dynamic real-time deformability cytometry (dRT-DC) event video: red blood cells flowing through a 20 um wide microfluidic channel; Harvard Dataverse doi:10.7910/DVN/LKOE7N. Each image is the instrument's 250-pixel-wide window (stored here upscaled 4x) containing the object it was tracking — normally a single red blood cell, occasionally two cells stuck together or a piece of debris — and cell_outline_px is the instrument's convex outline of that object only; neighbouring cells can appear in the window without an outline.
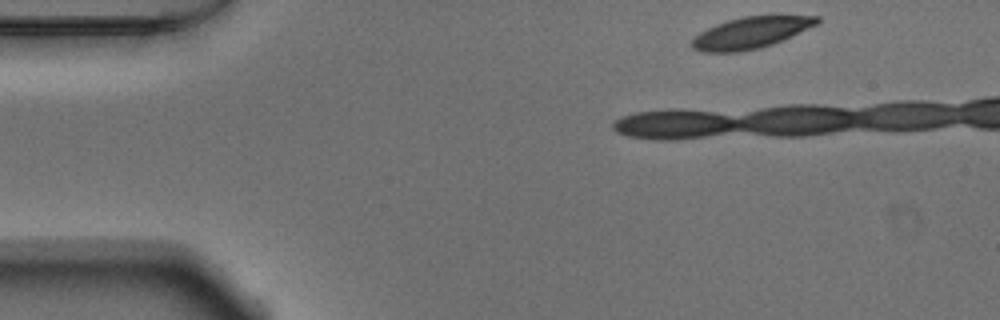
{"species": "Egyptian fruit bat (a non-hibernating species)", "species_latin": "Rousettus aegyptiacus", "temperature_condition": "warm", "stored_images_in_passage": 34, "camera_frame_rate_fps": 3000, "um_per_image_px": 0.085, "animal": {"sex": "male"}, "frame": {"image": 1, "passage_image": 1, "time_ms": 0.0, "image_size_px": [1000, 320], "cell_outline_px": [[820, 20], [816, 24], [772, 44], [760, 48], [740, 52], [704, 52], [692, 48], [692, 40], [700, 32], [716, 24], [728, 20], [744, 16], [780, 12], [820, 16]], "centroid_in_image_um": [63.9, 2.71], "position_along_channel_um": 21.1, "area_um2": 23.52}}
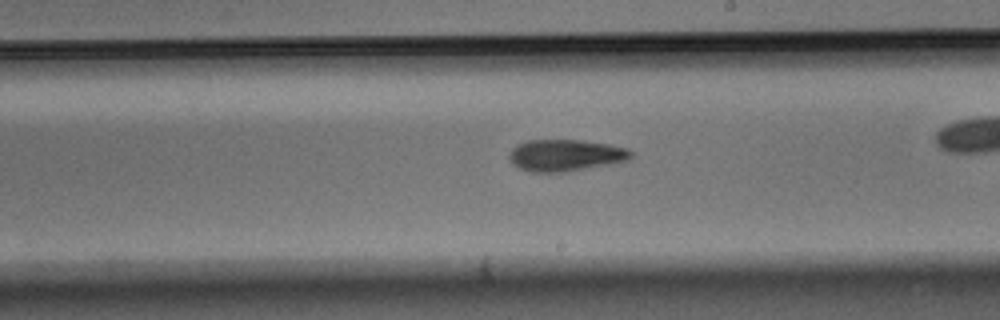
{"frame": {"image": 2, "passage_image": 22, "time_ms": 7.0, "image_size_px": [1000, 320], "cell_outline_px": [[632, 156], [628, 160], [612, 164], [568, 172], [532, 172], [520, 168], [512, 164], [508, 156], [512, 148], [516, 144], [528, 140], [584, 140], [608, 144], [628, 148], [632, 152]], "centroid_in_image_um": [48.07, 13.2], "position_along_channel_um": 240.9, "area_um2": 22.77}}
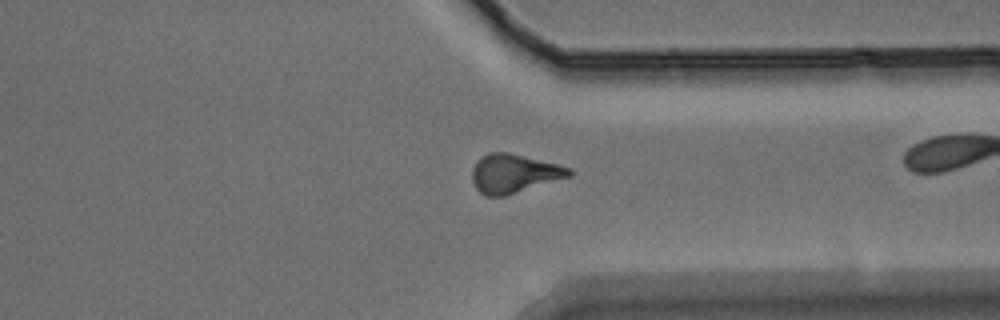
{"frame": {"image": 3, "passage_image": 32, "time_ms": 10.333, "image_size_px": [1000, 320], "cell_outline_px": [[572, 176], [504, 196], [484, 196], [476, 188], [472, 180], [472, 168], [488, 152], [504, 152], [556, 164], [572, 168]], "centroid_in_image_um": [43.69, 14.77], "position_along_channel_um": 367.7, "area_um2": 21.5}}